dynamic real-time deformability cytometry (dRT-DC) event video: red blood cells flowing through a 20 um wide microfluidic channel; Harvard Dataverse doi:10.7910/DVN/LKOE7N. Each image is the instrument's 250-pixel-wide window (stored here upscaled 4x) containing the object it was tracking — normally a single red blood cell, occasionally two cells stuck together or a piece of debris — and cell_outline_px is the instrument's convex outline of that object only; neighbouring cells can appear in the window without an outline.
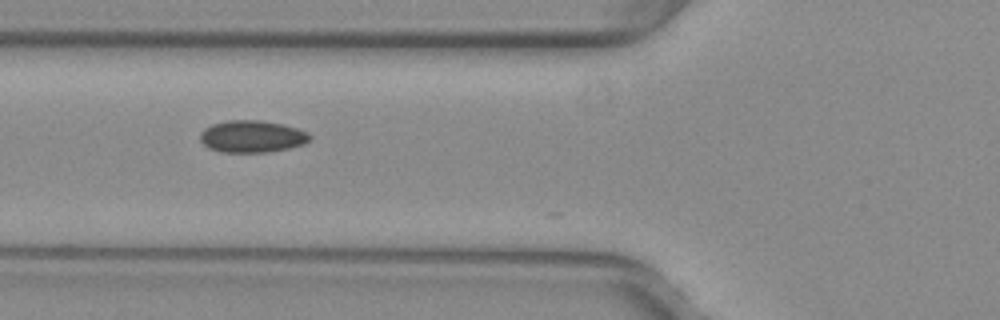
{"species": "common noctule bat (a hibernating species)", "species_latin": "Nyctalus noctula", "temperature_condition": "warm", "stored_images_in_passage": 4, "camera_frame_rate_fps": 3000, "um_per_image_px": 0.085, "animal": {"sex": "female", "body_mass_g": 29.2, "forearm_length_mm": 56.3}, "frame": {"image": 1, "passage_image": 3, "time_ms": 0.667, "image_size_px": [1000, 320], "cell_outline_px": [[312, 136], [304, 144], [288, 148], [268, 152], [220, 152], [208, 148], [200, 140], [200, 132], [204, 128], [212, 124], [228, 120], [260, 120], [284, 124], [308, 132]], "centroid_in_image_um": [21.41, 11.59], "position_along_channel_um": 104.4, "area_um2": 20.58}}